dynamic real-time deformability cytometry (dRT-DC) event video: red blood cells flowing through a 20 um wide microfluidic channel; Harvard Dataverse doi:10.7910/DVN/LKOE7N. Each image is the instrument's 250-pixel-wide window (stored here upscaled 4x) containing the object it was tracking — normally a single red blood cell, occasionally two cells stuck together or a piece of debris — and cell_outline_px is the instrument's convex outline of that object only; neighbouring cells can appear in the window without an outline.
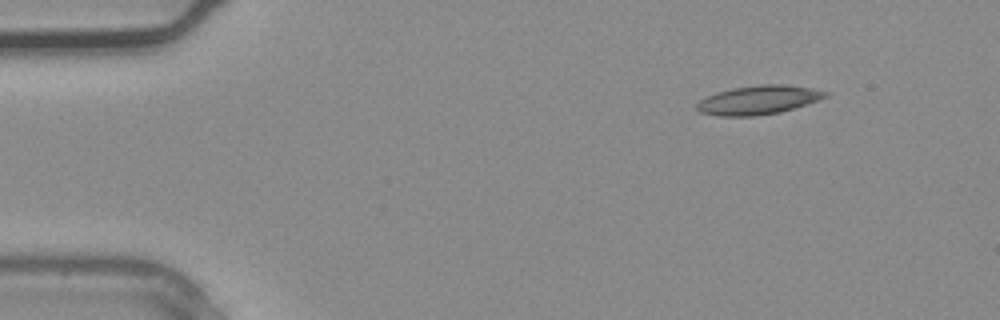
{"species": "common noctule bat (a hibernating species)", "species_latin": "Nyctalus noctula", "temperature_condition": "warm", "stored_images_in_passage": 3, "camera_frame_rate_fps": 3000, "um_per_image_px": 0.085, "animal": {"sex": "male", "body_mass_g": 20.4}, "frame": {"image": 1, "passage_image": 1, "time_ms": 0.0, "image_size_px": [1000, 320], "cell_outline_px": [[832, 92], [828, 96], [820, 100], [780, 112], [752, 116], [720, 116], [700, 112], [696, 108], [696, 104], [700, 100], [716, 92], [732, 88], [760, 84], [788, 84], [812, 88]], "centroid_in_image_um": [64.51, 8.48], "position_along_channel_um": 20.5, "area_um2": 21.79}}
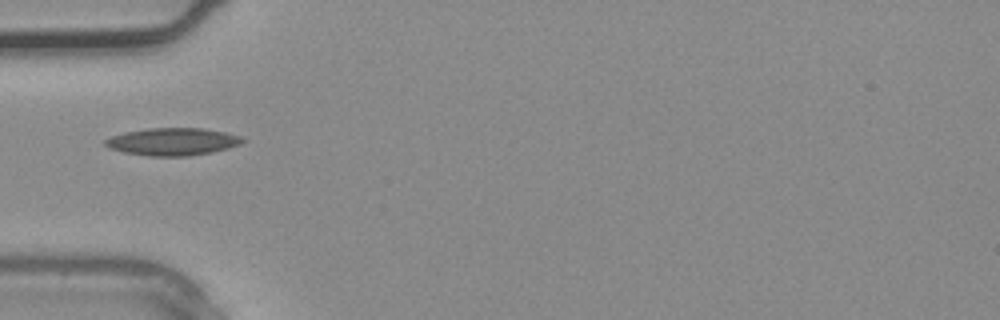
{"frame": {"image": 2, "passage_image": 3, "time_ms": 0.667, "image_size_px": [1000, 320], "cell_outline_px": [[244, 140], [240, 144], [228, 148], [212, 152], [188, 156], [148, 156], [124, 152], [112, 148], [104, 144], [104, 140], [112, 136], [124, 132], [148, 128], [204, 128], [224, 132], [240, 136]], "centroid_in_image_um": [14.67, 12.04], "position_along_channel_um": 70.3, "area_um2": 21.85}}